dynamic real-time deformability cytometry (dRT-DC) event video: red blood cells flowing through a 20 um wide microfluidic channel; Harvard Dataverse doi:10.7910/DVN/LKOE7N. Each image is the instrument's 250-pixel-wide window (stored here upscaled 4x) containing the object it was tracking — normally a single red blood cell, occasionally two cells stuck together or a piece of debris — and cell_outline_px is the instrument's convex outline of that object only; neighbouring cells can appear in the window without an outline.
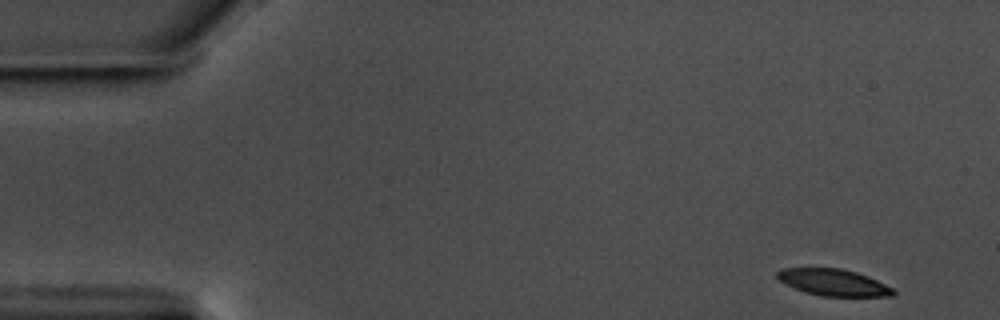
{"species": "common noctule bat (a hibernating species)", "species_latin": "Nyctalus noctula", "temperature_condition": "warm", "stored_images_in_passage": 55, "camera_frame_rate_fps": 3000, "um_per_image_px": 0.085, "animal": {"sex": "male", "body_mass_g": 17.5, "forearm_length_mm": 52.3}, "frame": {"image": 1, "passage_image": 1, "time_ms": 0.0, "image_size_px": [1000, 320], "cell_outline_px": [[896, 292], [892, 296], [820, 296], [804, 292], [780, 280], [776, 276], [776, 272], [780, 268], [840, 268], [856, 272], [868, 276], [892, 288]], "centroid_in_image_um": [70.83, 24.0], "position_along_channel_um": 14.2, "area_um2": 17.86}}
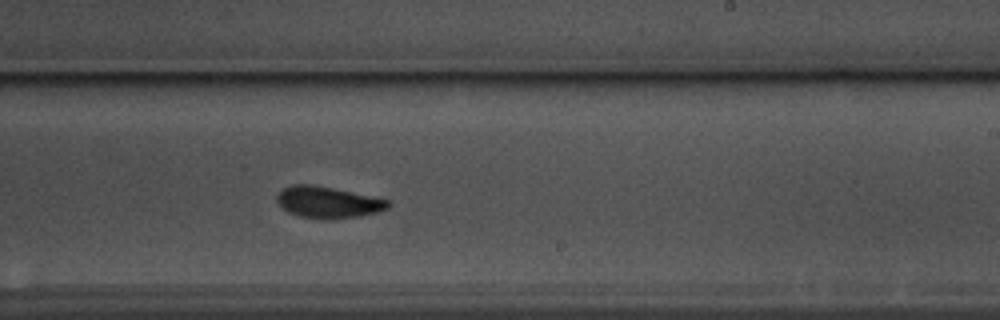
{"frame": {"image": 2, "passage_image": 32, "time_ms": 10.333, "image_size_px": [1000, 320], "cell_outline_px": [[392, 204], [388, 208], [376, 212], [360, 216], [332, 220], [320, 220], [300, 216], [288, 212], [276, 200], [276, 196], [284, 188], [292, 184], [312, 184], [332, 188], [388, 200]], "centroid_in_image_um": [27.86, 17.21], "position_along_channel_um": 261.1, "area_um2": 20.35}}
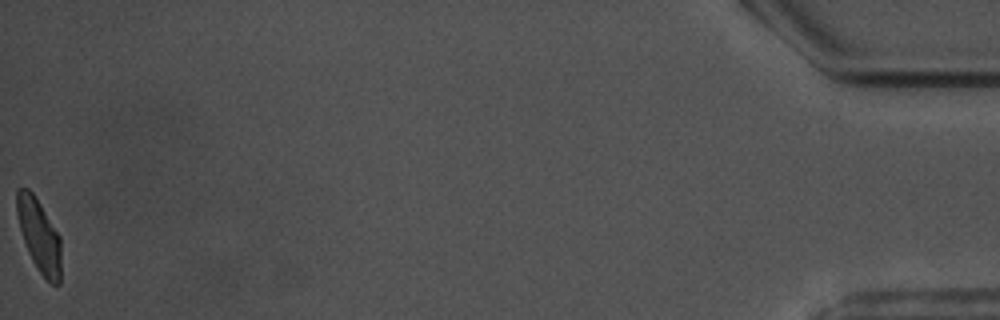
{"frame": {"image": 3, "passage_image": 55, "time_ms": 18.0, "image_size_px": [1000, 320], "cell_outline_px": [[60, 284], [52, 284], [36, 268], [28, 252], [20, 228], [16, 212], [16, 188], [28, 188], [36, 196], [60, 236]], "centroid_in_image_um": [3.31, 19.97], "position_along_channel_um": 431.9, "area_um2": 18.73}, "authors_computed_cell_mechanics": {"area_um2": 20.23, "velocity_mm_per_s": 3.556, "shape_relaxation_time_tau1_ms": null, "shape_relaxation_time_tau2_ms": 2.685, "deformation_change_tau1": null, "deformation_change_tau2": 0.0843}}